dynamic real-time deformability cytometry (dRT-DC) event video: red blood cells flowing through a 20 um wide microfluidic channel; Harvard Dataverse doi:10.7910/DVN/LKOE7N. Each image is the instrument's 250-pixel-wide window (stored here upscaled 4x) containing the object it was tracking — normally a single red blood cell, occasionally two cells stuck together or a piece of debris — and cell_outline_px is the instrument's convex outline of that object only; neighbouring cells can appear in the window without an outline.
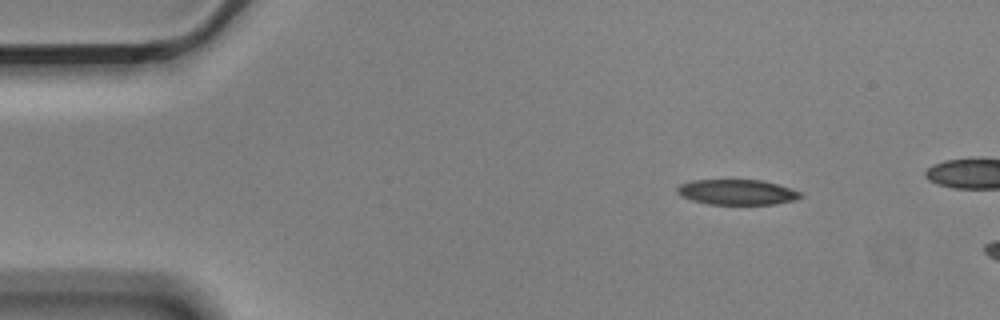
{"species": "Egyptian fruit bat (a non-hibernating species)", "species_latin": "Rousettus aegyptiacus", "temperature_condition": "cold", "stored_images_in_passage": 3, "camera_frame_rate_fps": 3000, "um_per_image_px": 0.085, "animal": {"sex": "male"}, "frame": {"image": 1, "passage_image": 1, "time_ms": 0.0, "image_size_px": [1000, 320], "cell_outline_px": [[804, 196], [796, 200], [776, 204], [708, 204], [692, 200], [680, 196], [676, 192], [676, 188], [680, 184], [692, 180], [764, 180], [800, 192]], "centroid_in_image_um": [62.63, 16.33], "position_along_channel_um": 22.4, "area_um2": 18.21}}